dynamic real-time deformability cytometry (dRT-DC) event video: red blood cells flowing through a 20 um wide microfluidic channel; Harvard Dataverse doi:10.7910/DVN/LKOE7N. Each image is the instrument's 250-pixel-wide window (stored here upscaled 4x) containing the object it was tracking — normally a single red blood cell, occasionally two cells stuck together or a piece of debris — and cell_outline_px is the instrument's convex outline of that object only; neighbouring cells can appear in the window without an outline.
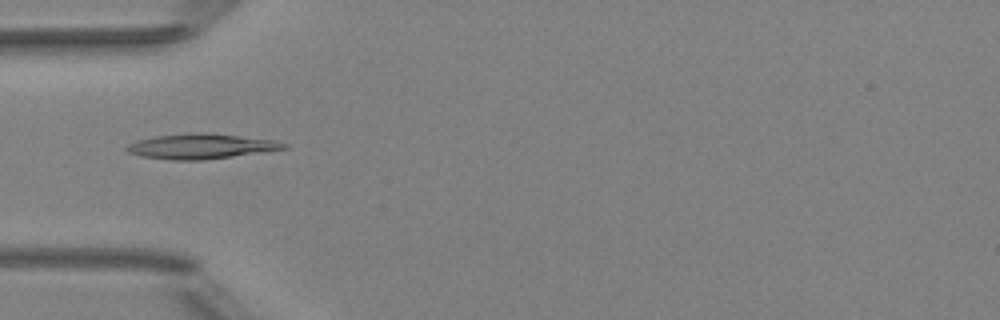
{"species": "Egyptian fruit bat (a non-hibernating species)", "species_latin": "Rousettus aegyptiacus", "temperature_condition": "room temperature", "stored_images_in_passage": 50, "camera_frame_rate_fps": 3000, "um_per_image_px": 0.085, "animal": {"sex": "female"}, "frame": {"image": 1, "passage_image": 16, "time_ms": 5.0, "image_size_px": [1000, 320], "cell_outline_px": [[288, 148], [264, 152], [204, 160], [172, 160], [140, 156], [128, 152], [124, 148], [128, 144], [136, 140], [156, 136], [196, 132], [204, 132], [276, 140], [288, 144]], "centroid_in_image_um": [17.09, 12.44], "position_along_channel_um": 67.9, "area_um2": 23.06}}
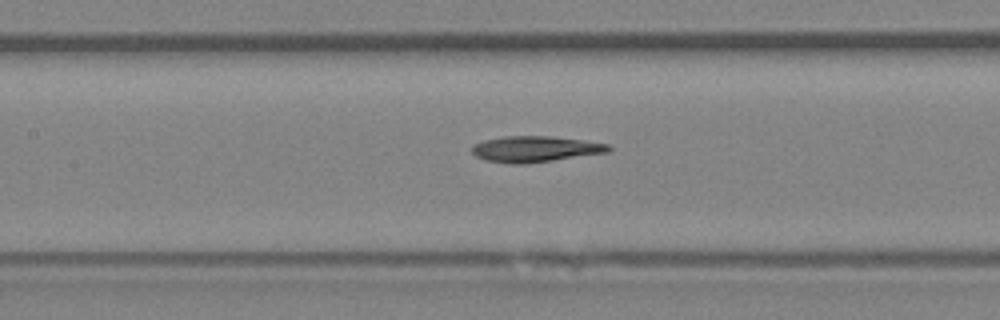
{"frame": {"image": 2, "passage_image": 23, "time_ms": 7.333, "image_size_px": [1000, 320], "cell_outline_px": [[612, 148], [608, 152], [524, 164], [512, 164], [484, 160], [476, 156], [472, 152], [472, 144], [484, 140], [504, 136], [552, 136], [584, 140], [608, 144]], "centroid_in_image_um": [45.46, 12.66], "position_along_channel_um": 161.9, "area_um2": 20.63}}
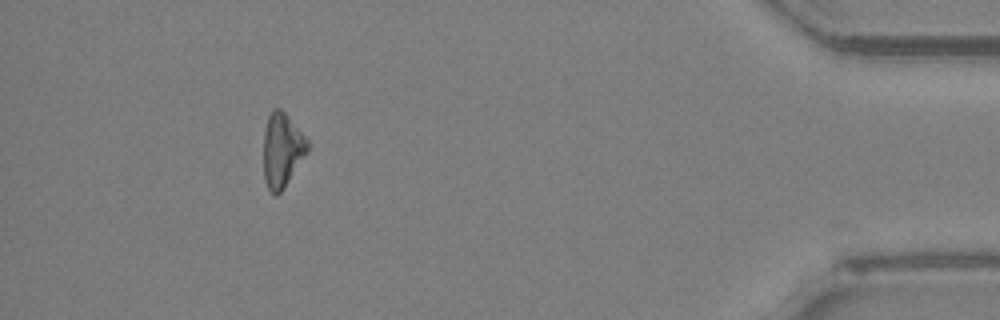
{"frame": {"image": 3, "passage_image": 46, "time_ms": 15.0, "image_size_px": [1000, 320], "cell_outline_px": [[308, 152], [280, 192], [276, 196], [268, 188], [264, 180], [264, 132], [268, 116], [272, 108], [280, 108], [288, 116], [308, 140]], "centroid_in_image_um": [23.97, 12.73], "position_along_channel_um": 411.2, "area_um2": 18.79}, "authors_computed_cell_mechanics": {"area_um2": 20.6057, "velocity_mm_per_s": 4.0516, "shape_relaxation_time_tau1_ms": 3.7952, "shape_relaxation_time_tau2_ms": 7.2324, "deformation_change_tau1": 0.1208, "deformation_change_tau2": 0.1894}}